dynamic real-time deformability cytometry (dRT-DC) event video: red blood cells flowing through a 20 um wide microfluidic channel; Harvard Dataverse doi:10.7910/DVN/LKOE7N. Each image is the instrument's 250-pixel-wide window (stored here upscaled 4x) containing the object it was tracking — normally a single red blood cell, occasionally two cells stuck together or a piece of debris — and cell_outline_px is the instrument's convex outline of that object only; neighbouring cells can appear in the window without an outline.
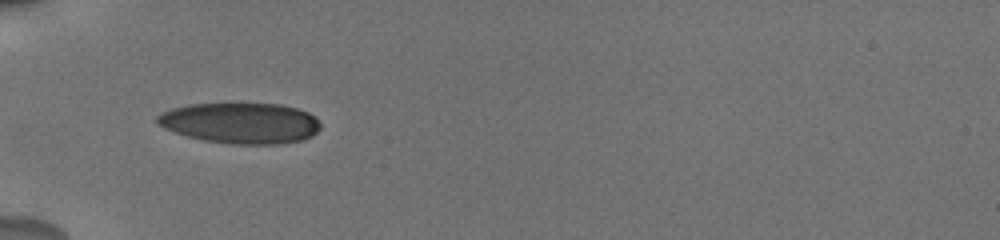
{"species": "human", "species_latin": "Homo sapiens", "temperature_condition": "cold", "stored_images_in_passage": 10, "camera_frame_rate_fps": 3000, "um_per_image_px": 0.085, "donor": {"sex": "male"}, "frame": {"image": 1, "passage_image": 1, "time_ms": 0.0, "image_size_px": [1000, 240], "cell_outline_px": [[320, 128], [312, 136], [304, 140], [280, 144], [232, 144], [204, 140], [188, 136], [164, 128], [156, 124], [156, 116], [160, 112], [172, 108], [188, 104], [280, 104], [296, 108], [308, 112], [316, 116], [320, 120]], "centroid_in_image_um": [20.46, 10.46], "position_along_channel_um": 64.5, "area_um2": 39.02}}
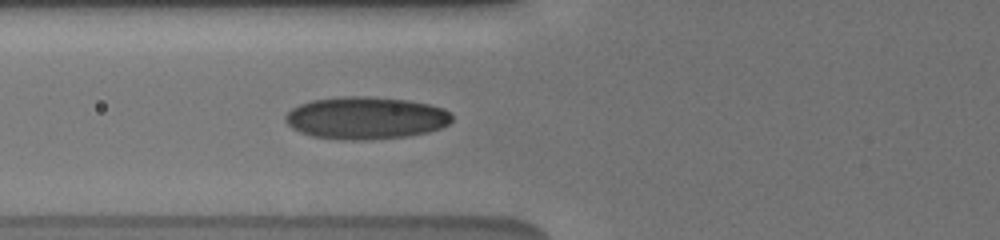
{"frame": {"image": 2, "passage_image": 7, "time_ms": 1.0, "image_size_px": [1000, 240], "cell_outline_px": [[452, 120], [448, 124], [440, 128], [428, 132], [404, 136], [356, 140], [352, 140], [312, 136], [300, 132], [292, 128], [284, 120], [284, 116], [292, 108], [300, 104], [312, 100], [344, 96], [368, 96], [408, 100], [428, 104], [444, 108], [452, 116]], "centroid_in_image_um": [31.08, 10.01], "position_along_channel_um": 94.7, "area_um2": 40.86}}